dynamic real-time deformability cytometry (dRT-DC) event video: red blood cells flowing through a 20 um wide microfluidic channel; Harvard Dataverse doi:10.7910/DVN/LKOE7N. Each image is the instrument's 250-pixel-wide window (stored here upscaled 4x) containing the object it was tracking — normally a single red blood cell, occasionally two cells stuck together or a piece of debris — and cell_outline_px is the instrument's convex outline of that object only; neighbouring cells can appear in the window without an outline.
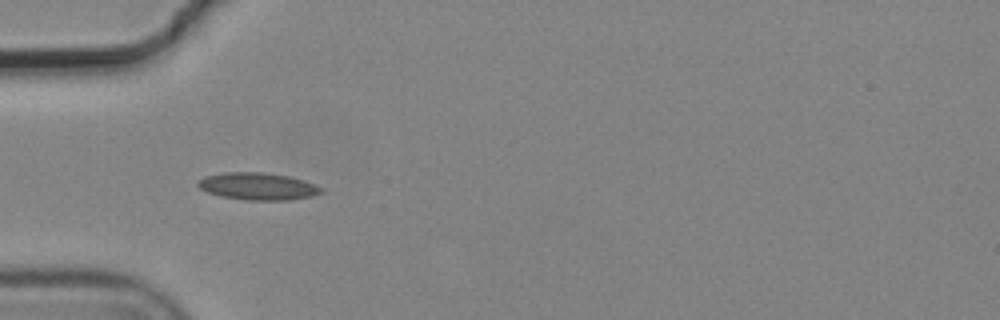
{"species": "common noctule bat (a hibernating species)", "species_latin": "Nyctalus noctula", "temperature_condition": "cold", "stored_images_in_passage": 2, "camera_frame_rate_fps": 3000, "um_per_image_px": 0.085, "animal": {"sex": "male", "body_mass_g": 19.2, "forearm_length_mm": 51.8}, "frame": {"image": 1, "passage_image": 1, "time_ms": 0.0, "image_size_px": [1000, 320], "cell_outline_px": [[324, 192], [312, 196], [288, 200], [248, 200], [220, 196], [208, 192], [200, 188], [196, 184], [196, 180], [204, 176], [224, 172], [264, 172], [288, 176], [304, 180], [316, 184], [324, 188]], "centroid_in_image_um": [21.92, 15.83], "position_along_channel_um": 63.1, "area_um2": 19.77}}
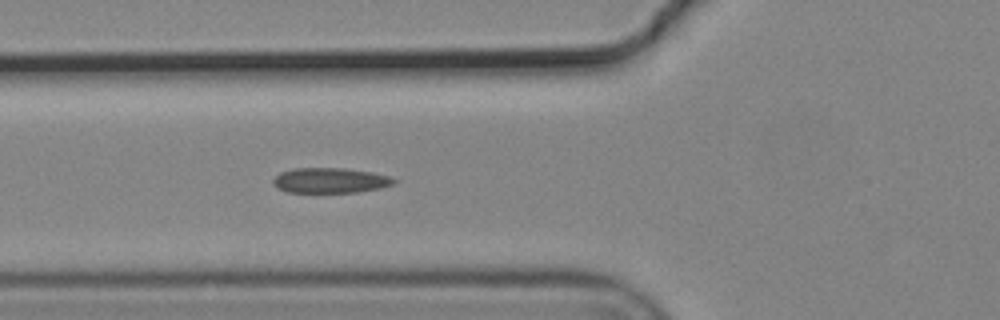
{"frame": {"image": 2, "passage_image": 2, "time_ms": 0.333, "image_size_px": [1000, 320], "cell_outline_px": [[396, 180], [392, 184], [380, 188], [356, 192], [288, 192], [276, 188], [272, 184], [272, 180], [280, 172], [296, 168], [344, 168], [372, 172], [388, 176]], "centroid_in_image_um": [28.02, 15.33], "position_along_channel_um": 97.8, "area_um2": 17.63}}